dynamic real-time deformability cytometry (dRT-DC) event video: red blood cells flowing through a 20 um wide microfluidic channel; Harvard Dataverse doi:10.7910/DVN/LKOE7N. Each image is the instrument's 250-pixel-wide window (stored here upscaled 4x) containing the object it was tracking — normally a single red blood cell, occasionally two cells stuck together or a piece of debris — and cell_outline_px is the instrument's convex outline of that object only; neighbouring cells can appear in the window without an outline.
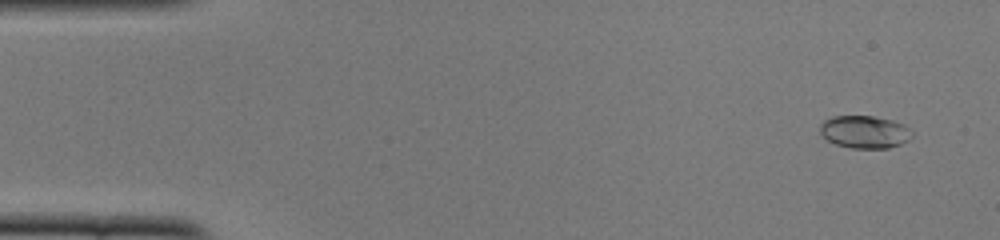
{"species": "common noctule bat (a hibernating species)", "species_latin": "Nyctalus noctula", "temperature_condition": "cold", "stored_images_in_passage": 51, "camera_frame_rate_fps": 3000, "um_per_image_px": 0.085, "animal": {"sex": "female", "body_mass_g": 22.0, "forearm_length_mm": 56.7}, "frame": {"image": 1, "passage_image": 3, "time_ms": 0.667, "image_size_px": [1000, 240], "cell_outline_px": [[912, 136], [908, 140], [900, 144], [888, 148], [852, 148], [836, 144], [828, 140], [820, 132], [820, 124], [824, 120], [832, 116], [872, 116], [892, 120], [904, 124], [912, 132]], "centroid_in_image_um": [73.49, 11.2], "position_along_channel_um": 11.5, "area_um2": 17.4}}
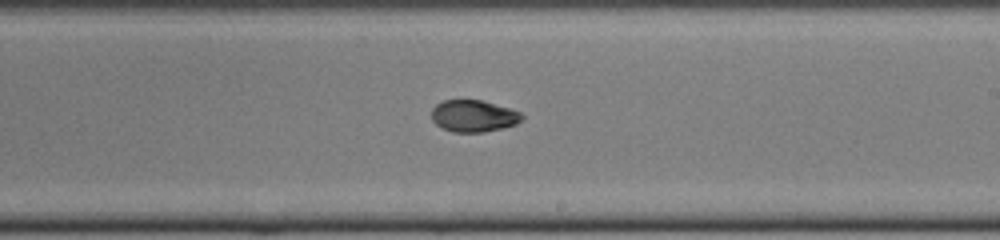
{"frame": {"image": 2, "passage_image": 30, "time_ms": 9.667, "image_size_px": [1000, 240], "cell_outline_px": [[524, 116], [516, 124], [484, 132], [452, 132], [436, 124], [432, 120], [432, 108], [436, 104], [444, 100], [484, 100], [520, 112]], "centroid_in_image_um": [40.23, 9.85], "position_along_channel_um": 248.8, "area_um2": 16.65}}
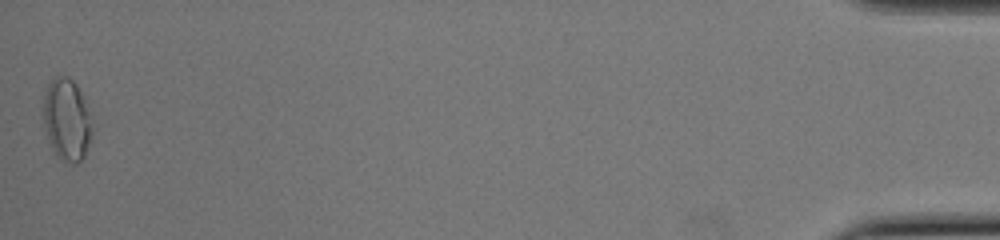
{"frame": {"image": 3, "passage_image": 51, "time_ms": 16.667, "image_size_px": [1000, 240], "cell_outline_px": [[92, 136], [84, 156], [76, 164], [72, 164], [56, 156], [52, 148], [44, 124], [44, 92], [48, 84], [56, 76], [68, 76], [76, 84], [84, 96], [92, 116]], "centroid_in_image_um": [5.71, 10.15], "position_along_channel_um": 429.5, "area_um2": 23.47}, "authors_computed_cell_mechanics": {"area_um2": 17.3978, "velocity_mm_per_s": 3.9231, "shape_relaxation_time_tau1_ms": 7.3898, "shape_relaxation_time_tau2_ms": 3.3368, "deformation_change_tau1": 0.2005, "deformation_change_tau2": 0.0607}}